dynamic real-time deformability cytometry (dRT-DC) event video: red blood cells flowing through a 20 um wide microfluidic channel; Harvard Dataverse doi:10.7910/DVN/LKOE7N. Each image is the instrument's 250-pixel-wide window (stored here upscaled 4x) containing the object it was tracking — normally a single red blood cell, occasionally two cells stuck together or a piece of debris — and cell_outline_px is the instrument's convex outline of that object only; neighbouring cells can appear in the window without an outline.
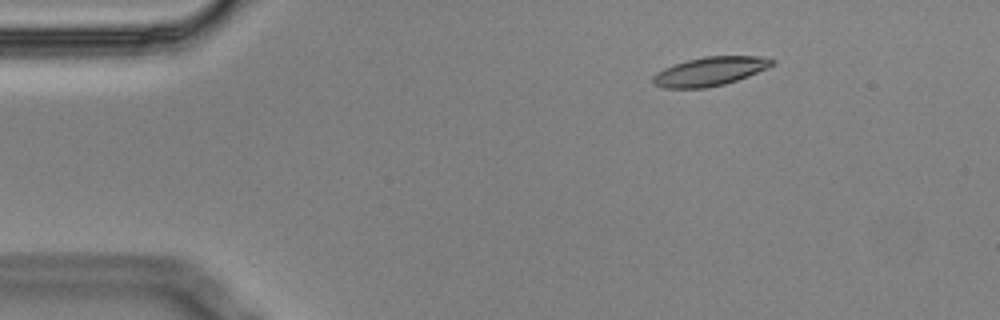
{"species": "Egyptian fruit bat (a non-hibernating species)", "species_latin": "Rousettus aegyptiacus", "temperature_condition": "cold", "stored_images_in_passage": 5, "camera_frame_rate_fps": 3000, "um_per_image_px": 0.085, "animal": {"sex": "male"}, "frame": {"image": 1, "passage_image": 3, "time_ms": 0.667, "image_size_px": [1000, 320], "cell_outline_px": [[776, 64], [768, 68], [748, 76], [724, 84], [704, 88], [664, 88], [656, 84], [652, 80], [652, 76], [656, 72], [664, 68], [688, 60], [704, 56], [760, 56], [776, 60]], "centroid_in_image_um": [60.38, 6.06], "position_along_channel_um": 24.6, "area_um2": 19.94}}